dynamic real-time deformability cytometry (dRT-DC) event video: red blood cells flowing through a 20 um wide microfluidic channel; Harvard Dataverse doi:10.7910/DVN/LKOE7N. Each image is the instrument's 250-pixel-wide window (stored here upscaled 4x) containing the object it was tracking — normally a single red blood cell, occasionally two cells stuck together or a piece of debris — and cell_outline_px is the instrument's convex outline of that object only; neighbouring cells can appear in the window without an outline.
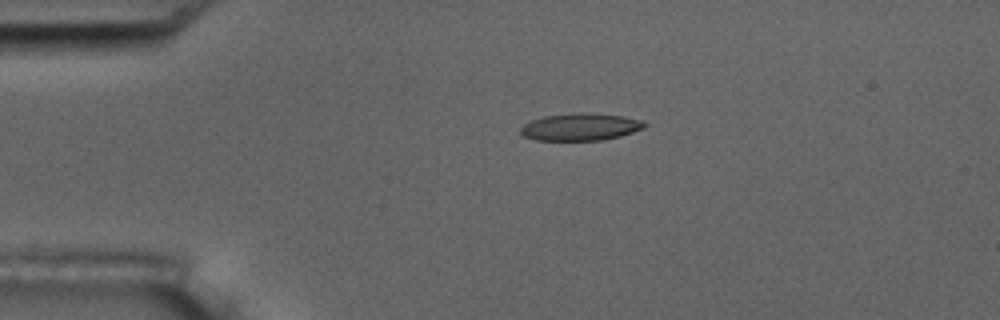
{"species": "common noctule bat (a hibernating species)", "species_latin": "Nyctalus noctula", "temperature_condition": "room temperature", "stored_images_in_passage": 2, "camera_frame_rate_fps": 3000, "um_per_image_px": 0.085, "animal": {"sex": "male", "body_mass_g": 17.5, "forearm_length_mm": 52.3}, "frame": {"image": 1, "passage_image": 1, "time_ms": 0.0, "image_size_px": [1000, 320], "cell_outline_px": [[648, 124], [644, 128], [620, 136], [604, 140], [536, 140], [524, 136], [520, 132], [520, 128], [524, 124], [532, 120], [544, 116], [580, 112], [588, 112], [624, 116], [644, 120]], "centroid_in_image_um": [49.38, 10.78], "position_along_channel_um": 35.6, "area_um2": 19.83}}